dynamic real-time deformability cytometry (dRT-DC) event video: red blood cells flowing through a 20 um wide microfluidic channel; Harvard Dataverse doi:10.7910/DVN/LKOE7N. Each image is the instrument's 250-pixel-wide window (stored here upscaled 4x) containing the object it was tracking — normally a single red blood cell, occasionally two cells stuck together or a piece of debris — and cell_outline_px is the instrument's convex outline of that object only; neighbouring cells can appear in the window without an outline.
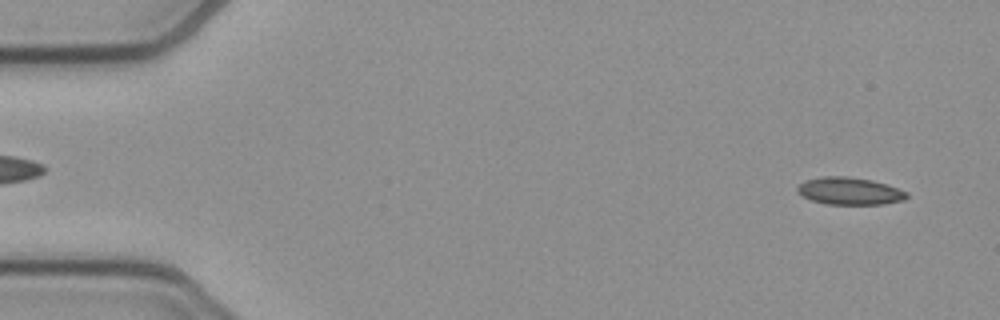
{"species": "common noctule bat (a hibernating species)", "species_latin": "Nyctalus noctula", "temperature_condition": "cold", "stored_images_in_passage": 14, "camera_frame_rate_fps": 3000, "um_per_image_px": 0.085, "animal": {"sex": "female", "body_mass_g": 21.9}, "frame": {"image": 1, "passage_image": 3, "time_ms": 0.667, "image_size_px": [1000, 320], "cell_outline_px": [[908, 196], [904, 200], [884, 204], [828, 204], [812, 200], [796, 192], [796, 188], [800, 184], [808, 180], [824, 176], [844, 176], [872, 180], [908, 192]], "centroid_in_image_um": [72.22, 16.24], "position_along_channel_um": 12.8, "area_um2": 17.17}}